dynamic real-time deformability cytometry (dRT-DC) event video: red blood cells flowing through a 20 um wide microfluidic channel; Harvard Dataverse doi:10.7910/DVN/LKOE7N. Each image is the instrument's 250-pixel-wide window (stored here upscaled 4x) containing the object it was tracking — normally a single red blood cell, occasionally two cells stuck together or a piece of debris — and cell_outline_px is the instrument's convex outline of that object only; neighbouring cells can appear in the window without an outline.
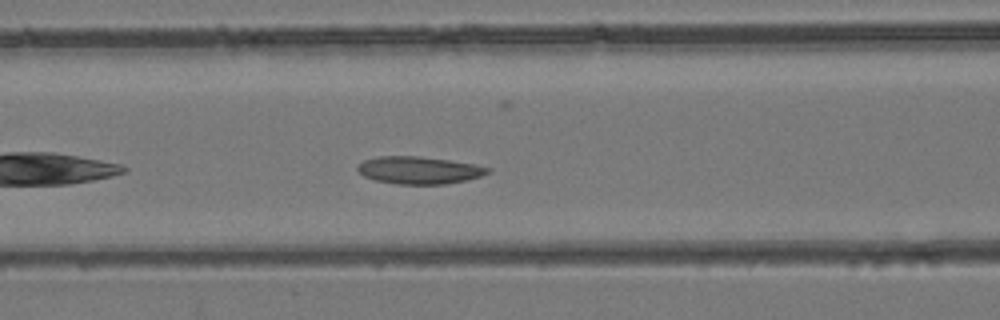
{"species": "common noctule bat (a hibernating species)", "species_latin": "Nyctalus noctula", "temperature_condition": "room temperature", "stored_images_in_passage": 26, "camera_frame_rate_fps": 3000, "um_per_image_px": 0.085, "animal": {"sex": "female", "body_mass_g": 24.6, "forearm_length_mm": 56.2}, "frame": {"image": 1, "passage_image": 7, "time_ms": 2.0, "image_size_px": [1000, 320], "cell_outline_px": [[492, 172], [468, 180], [444, 184], [396, 184], [376, 180], [364, 176], [356, 168], [364, 160], [376, 156], [420, 156], [476, 164], [492, 168]], "centroid_in_image_um": [35.66, 14.46], "position_along_channel_um": 130.9, "area_um2": 20.87}}
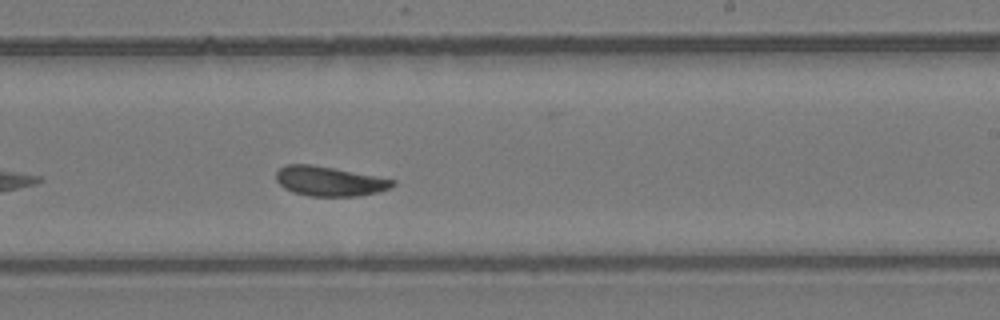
{"frame": {"image": 2, "passage_image": 16, "time_ms": 5.0, "image_size_px": [1000, 320], "cell_outline_px": [[396, 184], [380, 192], [356, 196], [308, 196], [292, 192], [284, 188], [276, 180], [276, 172], [280, 168], [288, 164], [312, 164], [396, 180]], "centroid_in_image_um": [27.98, 15.41], "position_along_channel_um": 261.0, "area_um2": 20.06}}
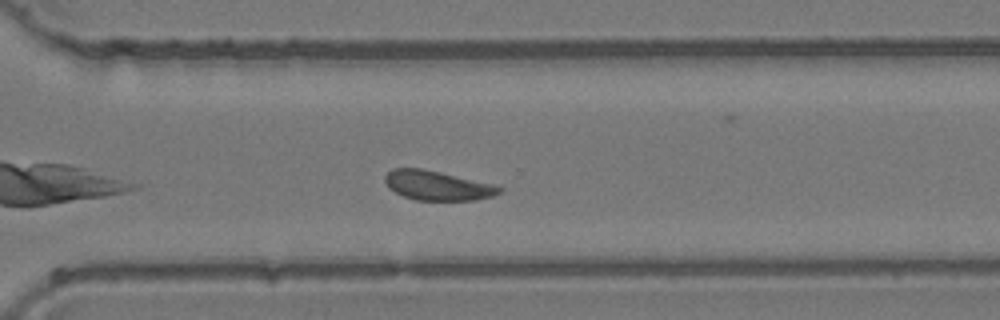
{"frame": {"image": 3, "passage_image": 21, "time_ms": 6.667, "image_size_px": [1000, 320], "cell_outline_px": [[504, 188], [500, 192], [492, 196], [476, 200], [416, 200], [404, 196], [388, 188], [384, 180], [384, 176], [392, 168], [420, 168], [440, 172], [492, 184]], "centroid_in_image_um": [37.14, 15.77], "position_along_channel_um": 333.5, "area_um2": 19.48}}